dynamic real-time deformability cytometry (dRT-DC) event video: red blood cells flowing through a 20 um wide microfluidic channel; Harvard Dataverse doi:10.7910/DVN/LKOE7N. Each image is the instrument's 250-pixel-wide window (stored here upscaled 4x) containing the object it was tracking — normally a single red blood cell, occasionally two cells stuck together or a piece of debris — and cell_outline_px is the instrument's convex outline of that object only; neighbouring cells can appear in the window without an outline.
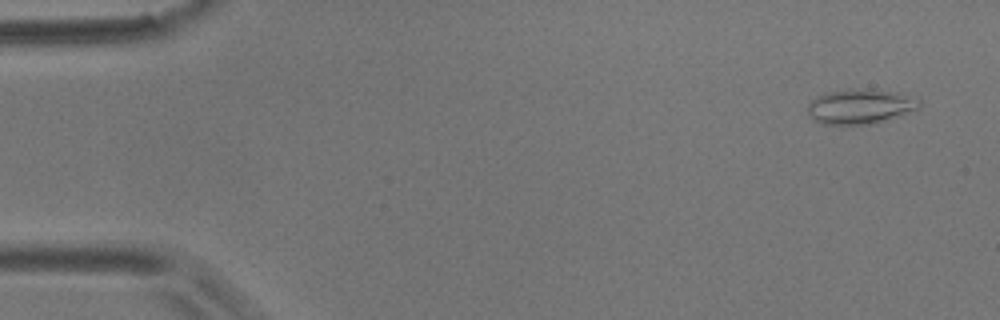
{"species": "common noctule bat (a hibernating species)", "species_latin": "Nyctalus noctula", "temperature_condition": "room temperature", "stored_images_in_passage": 56, "camera_frame_rate_fps": 3000, "um_per_image_px": 0.085, "animal": {"sex": "male", "body_mass_g": 17.9}, "frame": {"image": 1, "passage_image": 3, "time_ms": 0.667, "image_size_px": [1000, 320], "cell_outline_px": [[920, 108], [900, 116], [872, 124], [824, 124], [812, 120], [808, 112], [808, 104], [812, 100], [828, 92], [852, 88], [872, 88], [900, 92], [920, 100]], "centroid_in_image_um": [73.16, 9.03], "position_along_channel_um": 11.8, "area_um2": 22.95}}
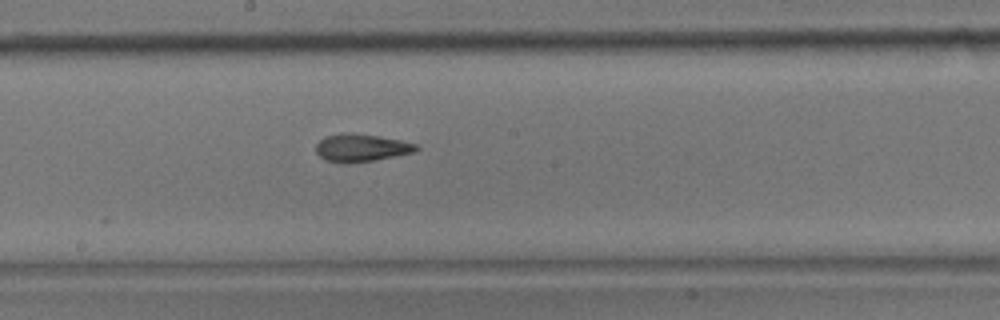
{"frame": {"image": 2, "passage_image": 30, "time_ms": 9.667, "image_size_px": [1000, 320], "cell_outline_px": [[420, 148], [416, 152], [376, 160], [344, 164], [324, 160], [316, 152], [316, 144], [320, 140], [328, 136], [352, 132], [380, 136], [400, 140], [416, 144]], "centroid_in_image_um": [30.73, 12.58], "position_along_channel_um": 217.5, "area_um2": 16.3}}
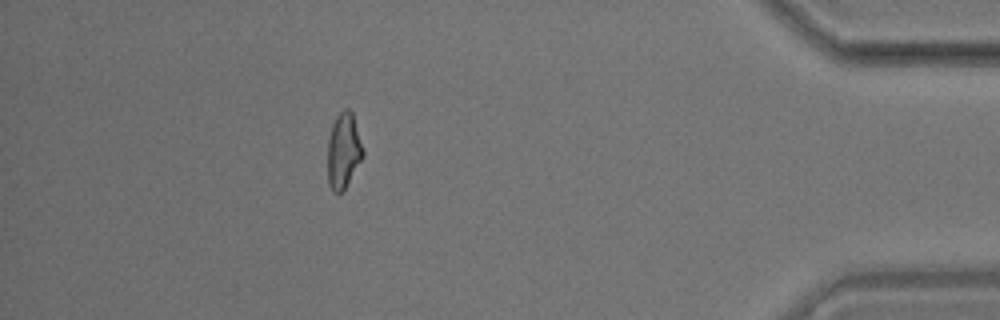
{"frame": {"image": 3, "passage_image": 50, "time_ms": 16.333, "image_size_px": [1000, 320], "cell_outline_px": [[364, 156], [344, 188], [340, 192], [332, 192], [328, 184], [328, 140], [332, 124], [336, 116], [344, 108], [348, 108], [352, 112], [364, 152]], "centroid_in_image_um": [29.19, 12.79], "position_along_channel_um": 406.0, "area_um2": 15.37}, "authors_computed_cell_mechanics": {"area_um2": 16.0395, "velocity_mm_per_s": 3.5559, "shape_relaxation_time_tau1_ms": null, "shape_relaxation_time_tau2_ms": 3.038, "deformation_change_tau1": null, "deformation_change_tau2": 0.122}}